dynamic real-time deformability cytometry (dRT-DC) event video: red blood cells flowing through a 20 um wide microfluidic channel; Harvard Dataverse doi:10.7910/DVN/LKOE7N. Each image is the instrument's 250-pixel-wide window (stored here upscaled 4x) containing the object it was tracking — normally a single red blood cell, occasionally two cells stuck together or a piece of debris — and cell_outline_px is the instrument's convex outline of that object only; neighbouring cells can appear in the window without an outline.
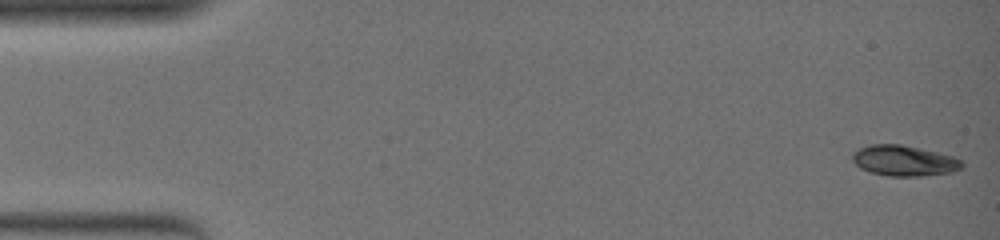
{"species": "common noctule bat (a hibernating species)", "species_latin": "Nyctalus noctula", "temperature_condition": "warm", "stored_images_in_passage": 51, "camera_frame_rate_fps": 3000, "um_per_image_px": 0.085, "animal": {"sex": "female", "body_mass_g": 19.0, "forearm_length_mm": 51.5}, "frame": {"image": 1, "passage_image": 1, "time_ms": 0.0, "image_size_px": [1000, 240], "cell_outline_px": [[964, 164], [960, 168], [952, 172], [920, 176], [888, 176], [872, 172], [860, 168], [852, 160], [852, 152], [860, 148], [872, 144], [900, 144], [920, 148], [952, 156], [964, 160]], "centroid_in_image_um": [76.85, 13.65], "position_along_channel_um": 8.2, "area_um2": 19.48}}
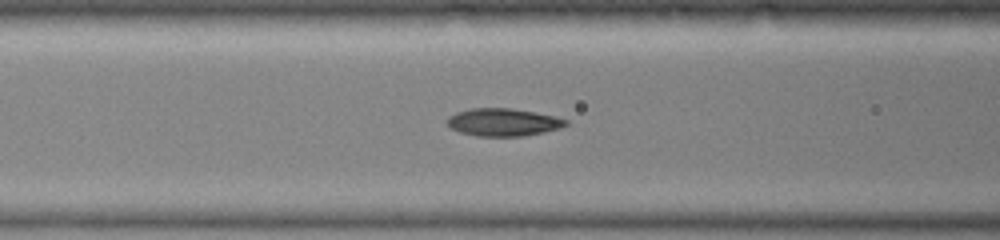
{"frame": {"image": 2, "passage_image": 22, "time_ms": 7.0, "image_size_px": [1000, 240], "cell_outline_px": [[568, 124], [560, 128], [544, 132], [524, 136], [476, 136], [460, 132], [452, 128], [444, 120], [448, 116], [456, 112], [472, 108], [512, 108], [536, 112], [556, 116], [568, 120]], "centroid_in_image_um": [42.77, 10.38], "position_along_channel_um": 123.8, "area_um2": 19.31}}
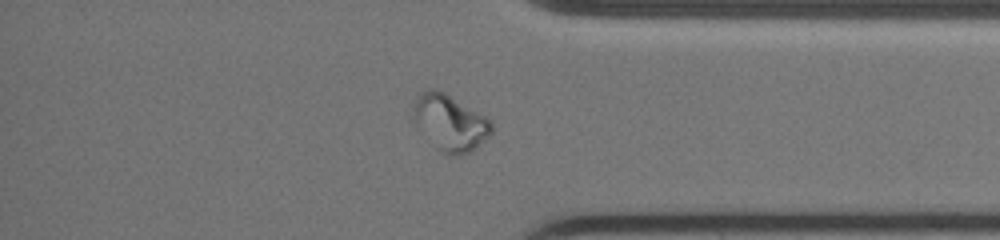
{"frame": {"image": 3, "passage_image": 44, "time_ms": 14.333, "image_size_px": [1000, 240], "cell_outline_px": [[492, 132], [472, 152], [452, 156], [436, 148], [416, 124], [412, 108], [412, 104], [416, 96], [424, 88], [436, 88], [444, 92], [492, 120]], "centroid_in_image_um": [38.23, 10.39], "position_along_channel_um": 397.0, "area_um2": 25.55}, "authors_computed_cell_mechanics": {"area_um2": 19.1318, "velocity_mm_per_s": 3.7488, "shape_relaxation_time_tau1_ms": null, "shape_relaxation_time_tau2_ms": 1.7723, "deformation_change_tau1": null, "deformation_change_tau2": 0.0448}}